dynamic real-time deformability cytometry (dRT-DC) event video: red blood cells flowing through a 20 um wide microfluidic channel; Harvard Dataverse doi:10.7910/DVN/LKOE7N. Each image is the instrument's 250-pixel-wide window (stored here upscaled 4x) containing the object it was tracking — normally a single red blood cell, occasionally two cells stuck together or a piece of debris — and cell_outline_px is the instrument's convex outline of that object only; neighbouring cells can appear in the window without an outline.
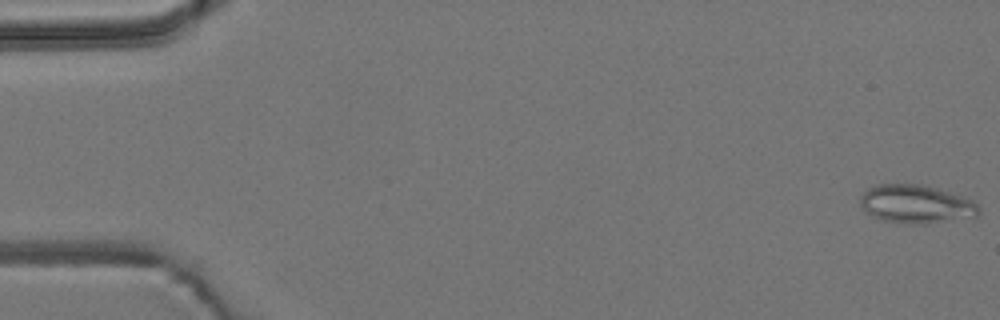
{"species": "common noctule bat (a hibernating species)", "species_latin": "Nyctalus noctula", "temperature_condition": "room temperature", "stored_images_in_passage": 6, "camera_frame_rate_fps": 3000, "um_per_image_px": 0.085, "animal": {"sex": "male", "body_mass_g": 19.2, "forearm_length_mm": 51.8}, "frame": {"image": 1, "passage_image": 1, "time_ms": 0.0, "image_size_px": [1000, 320], "cell_outline_px": [[980, 212], [976, 216], [924, 224], [912, 224], [880, 220], [872, 216], [860, 204], [860, 196], [872, 184], [920, 184], [936, 188], [964, 196], [972, 200], [980, 208]], "centroid_in_image_um": [77.85, 17.34], "position_along_channel_um": 7.1, "area_um2": 26.53}}